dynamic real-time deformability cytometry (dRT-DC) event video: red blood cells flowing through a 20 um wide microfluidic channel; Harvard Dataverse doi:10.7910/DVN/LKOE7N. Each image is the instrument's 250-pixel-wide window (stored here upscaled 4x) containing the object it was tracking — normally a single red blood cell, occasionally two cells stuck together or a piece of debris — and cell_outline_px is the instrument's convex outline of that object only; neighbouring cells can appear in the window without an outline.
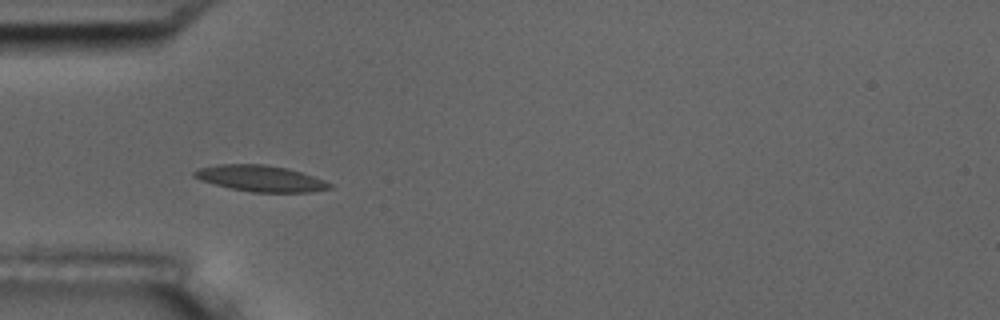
{"species": "common noctule bat (a hibernating species)", "species_latin": "Nyctalus noctula", "temperature_condition": "room temperature", "stored_images_in_passage": 10, "camera_frame_rate_fps": 3000, "um_per_image_px": 0.085, "animal": {"sex": "male", "body_mass_g": 17.5, "forearm_length_mm": 52.3}, "frame": {"image": 1, "passage_image": 5, "time_ms": 5.333, "image_size_px": [1000, 320], "cell_outline_px": [[332, 188], [312, 192], [252, 192], [232, 188], [200, 180], [192, 176], [192, 172], [196, 168], [216, 164], [264, 164], [288, 168], [324, 180], [332, 184]], "centroid_in_image_um": [22.11, 15.16], "position_along_channel_um": 62.9, "area_um2": 20.63}}
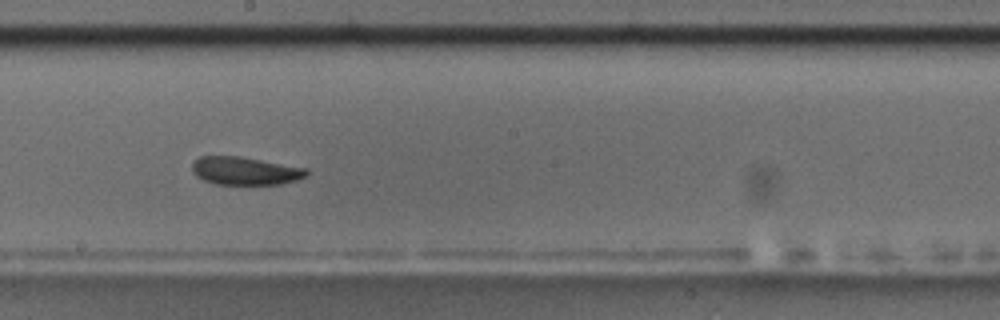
{"frame": {"image": 2, "passage_image": 9, "time_ms": 10.0, "image_size_px": [1000, 320], "cell_outline_px": [[308, 172], [304, 176], [296, 180], [280, 184], [216, 184], [204, 180], [196, 176], [192, 172], [192, 160], [200, 156], [240, 156], [308, 168]], "centroid_in_image_um": [20.8, 14.51], "position_along_channel_um": 227.4, "area_um2": 18.73}}
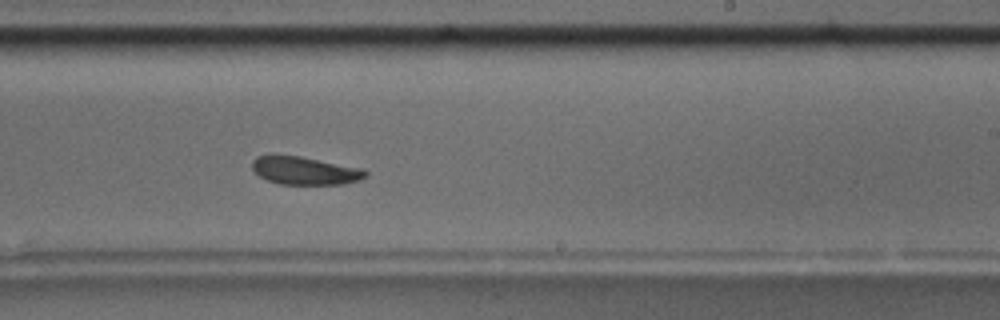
{"frame": {"image": 3, "passage_image": 10, "time_ms": 11.0, "image_size_px": [1000, 320], "cell_outline_px": [[368, 176], [360, 180], [344, 184], [280, 184], [268, 180], [260, 176], [252, 168], [252, 160], [256, 156], [268, 152], [272, 152], [300, 156], [364, 168], [368, 172]], "centroid_in_image_um": [25.89, 14.46], "position_along_channel_um": 263.1, "area_um2": 19.13}}